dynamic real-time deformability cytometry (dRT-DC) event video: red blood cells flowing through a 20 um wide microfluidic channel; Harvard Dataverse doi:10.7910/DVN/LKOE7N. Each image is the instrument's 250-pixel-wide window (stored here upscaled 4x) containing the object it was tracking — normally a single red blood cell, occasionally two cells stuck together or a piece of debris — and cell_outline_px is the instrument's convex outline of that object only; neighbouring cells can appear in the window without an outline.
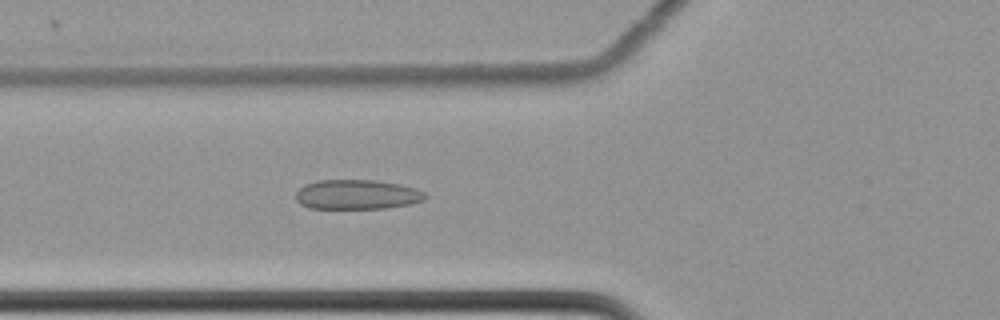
{"species": "common noctule bat (a hibernating species)", "species_latin": "Nyctalus noctula", "temperature_condition": "cold", "stored_images_in_passage": 62, "camera_frame_rate_fps": 3000, "um_per_image_px": 0.085, "animal": {"sex": "female", "body_mass_g": 22.7, "forearm_length_mm": 54.2}, "frame": {"image": 1, "passage_image": 25, "time_ms": 8.0, "image_size_px": [1000, 320], "cell_outline_px": [[428, 196], [424, 200], [408, 204], [388, 208], [308, 208], [300, 204], [296, 200], [296, 192], [304, 184], [316, 180], [376, 180], [400, 184], [416, 188], [424, 192]], "centroid_in_image_um": [30.34, 16.53], "position_along_channel_um": 95.5, "area_um2": 22.48}}
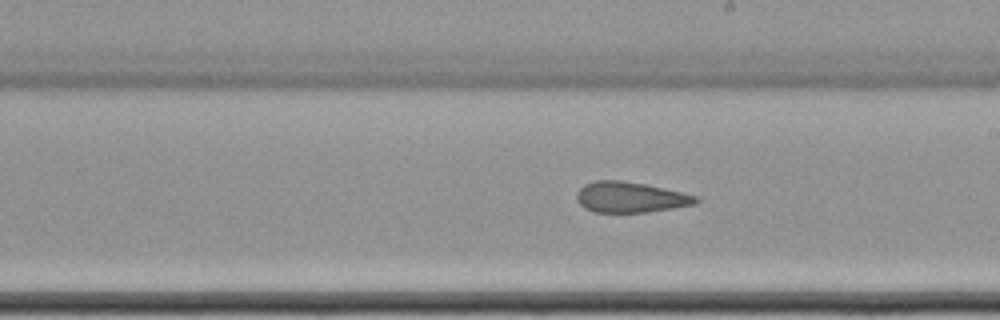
{"frame": {"image": 2, "passage_image": 37, "time_ms": 12.0, "image_size_px": [1000, 320], "cell_outline_px": [[700, 200], [696, 204], [648, 212], [596, 212], [584, 208], [576, 200], [576, 192], [584, 184], [596, 180], [620, 180], [644, 184], [680, 192], [696, 196]], "centroid_in_image_um": [53.54, 16.76], "position_along_channel_um": 235.5, "area_um2": 21.15}}
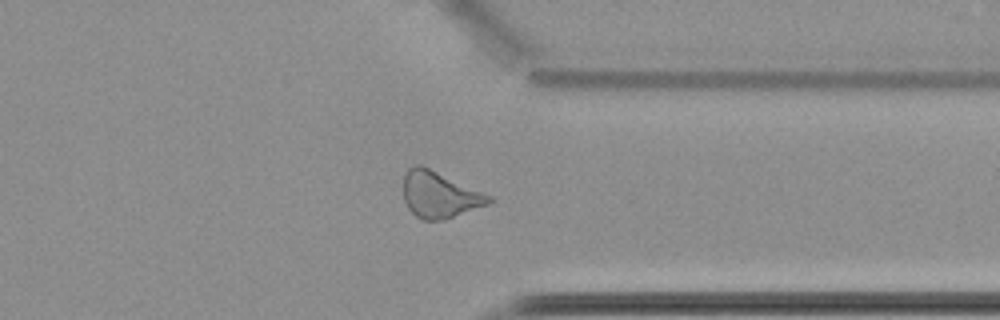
{"frame": {"image": 3, "passage_image": 49, "time_ms": 16.0, "image_size_px": [1000, 320], "cell_outline_px": [[492, 200], [488, 204], [444, 220], [424, 220], [416, 216], [408, 208], [404, 200], [404, 176], [408, 168], [416, 164], [420, 164], [492, 196]], "centroid_in_image_um": [37.34, 16.55], "position_along_channel_um": 374.1, "area_um2": 22.83}, "authors_computed_cell_mechanics": {"area_um2": 23.8136, "velocity_mm_per_s": 3.4909, "shape_relaxation_time_tau1_ms": null, "shape_relaxation_time_tau2_ms": 3.8049, "deformation_change_tau1": null, "deformation_change_tau2": 0.1183}}